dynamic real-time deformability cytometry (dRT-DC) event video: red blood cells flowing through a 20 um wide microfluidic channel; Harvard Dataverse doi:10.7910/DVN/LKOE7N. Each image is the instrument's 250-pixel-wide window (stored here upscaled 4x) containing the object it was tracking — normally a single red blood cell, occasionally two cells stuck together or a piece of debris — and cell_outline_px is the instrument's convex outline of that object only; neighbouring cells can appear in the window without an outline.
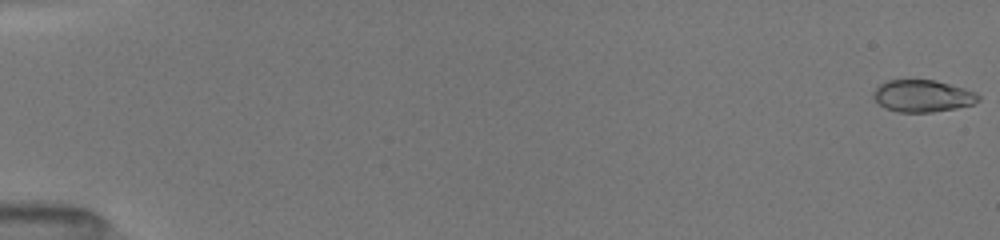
{"species": "common noctule bat (a hibernating species)", "species_latin": "Nyctalus noctula", "temperature_condition": "room temperature", "stored_images_in_passage": 52, "camera_frame_rate_fps": 3000, "um_per_image_px": 0.085, "animal": {"sex": "female", "body_mass_g": 19.5, "forearm_length_mm": 54.1}, "frame": {"image": 1, "passage_image": 1, "time_ms": 0.0, "image_size_px": [1000, 240], "cell_outline_px": [[980, 100], [972, 104], [956, 108], [932, 112], [896, 112], [884, 108], [872, 96], [872, 92], [884, 80], [936, 80], [964, 88], [976, 92], [980, 96]], "centroid_in_image_um": [78.4, 8.15], "position_along_channel_um": 6.6, "area_um2": 19.71}}
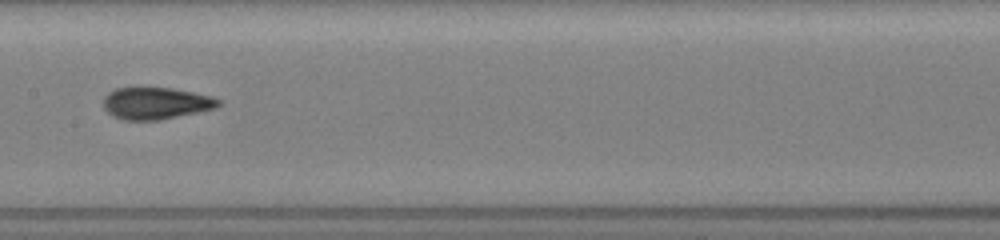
{"frame": {"image": 2, "passage_image": 28, "time_ms": 9.0, "image_size_px": [1000, 240], "cell_outline_px": [[220, 104], [216, 108], [160, 120], [124, 120], [112, 116], [104, 108], [104, 96], [108, 92], [116, 88], [172, 88], [212, 96], [220, 100]], "centroid_in_image_um": [13.24, 8.78], "position_along_channel_um": 194.2, "area_um2": 21.33}}
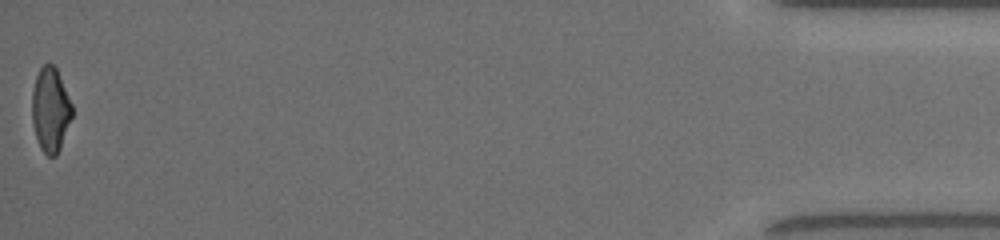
{"frame": {"image": 3, "passage_image": 52, "time_ms": 17.0, "image_size_px": [1000, 240], "cell_outline_px": [[72, 116], [60, 148], [56, 156], [48, 156], [40, 148], [36, 136], [32, 120], [32, 92], [36, 76], [40, 68], [44, 64], [52, 64], [56, 68], [72, 104]], "centroid_in_image_um": [4.28, 9.33], "position_along_channel_um": 430.9, "area_um2": 19.48}, "authors_computed_cell_mechanics": {"area_um2": 20.0855, "velocity_mm_per_s": 4.0539, "shape_relaxation_time_tau1_ms": 7.0947, "shape_relaxation_time_tau2_ms": 1.4559, "deformation_change_tau1": 0.2105, "deformation_change_tau2": 0.0677}}